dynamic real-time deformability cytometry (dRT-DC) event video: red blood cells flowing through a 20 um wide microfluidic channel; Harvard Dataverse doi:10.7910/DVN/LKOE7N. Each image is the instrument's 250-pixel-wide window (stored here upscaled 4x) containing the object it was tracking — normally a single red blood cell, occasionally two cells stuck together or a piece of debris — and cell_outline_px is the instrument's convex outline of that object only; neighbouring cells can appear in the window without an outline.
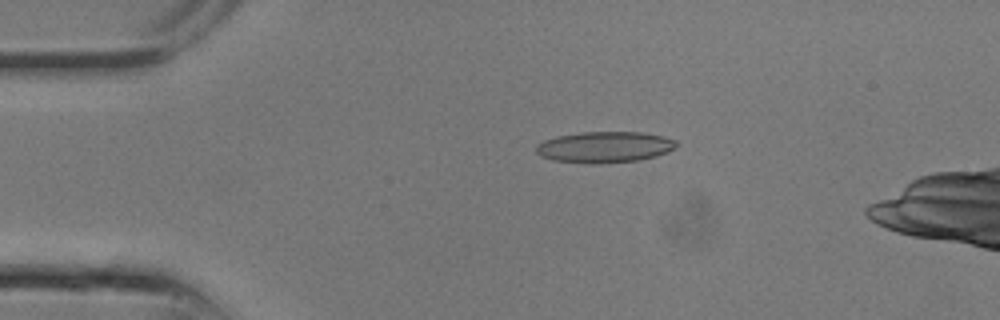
{"species": "common noctule bat (a hibernating species)", "species_latin": "Nyctalus noctula", "temperature_condition": "room temperature", "stored_images_in_passage": 23, "camera_frame_rate_fps": 3000, "um_per_image_px": 0.085, "animal": {"sex": "male", "body_mass_g": 13.3}, "frame": {"image": 1, "passage_image": 4, "time_ms": 1.0, "image_size_px": [1000, 320], "cell_outline_px": [[676, 144], [668, 152], [656, 156], [640, 160], [600, 164], [592, 164], [552, 160], [540, 156], [536, 152], [536, 144], [544, 140], [556, 136], [580, 132], [644, 132], [664, 136], [676, 140]], "centroid_in_image_um": [51.37, 12.5], "position_along_channel_um": 33.6, "area_um2": 25.66}}
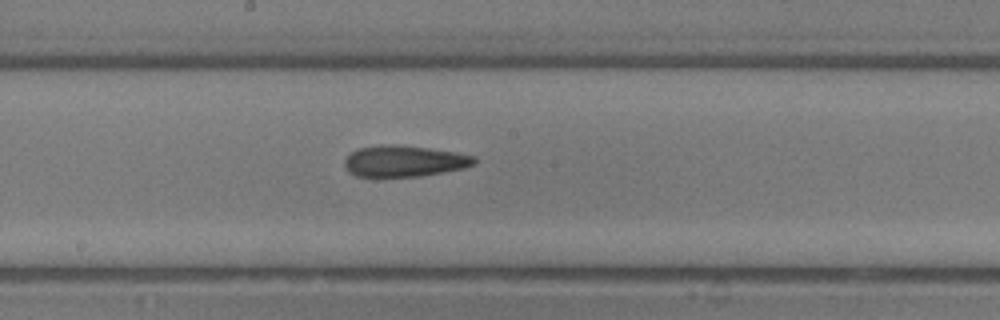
{"frame": {"image": 2, "passage_image": 12, "time_ms": 3.667, "image_size_px": [1000, 320], "cell_outline_px": [[476, 164], [464, 168], [444, 172], [420, 176], [356, 176], [348, 172], [344, 164], [344, 160], [352, 152], [360, 148], [380, 144], [396, 144], [428, 148], [456, 152], [476, 156]], "centroid_in_image_um": [34.38, 13.68], "position_along_channel_um": 213.8, "area_um2": 23.64}}
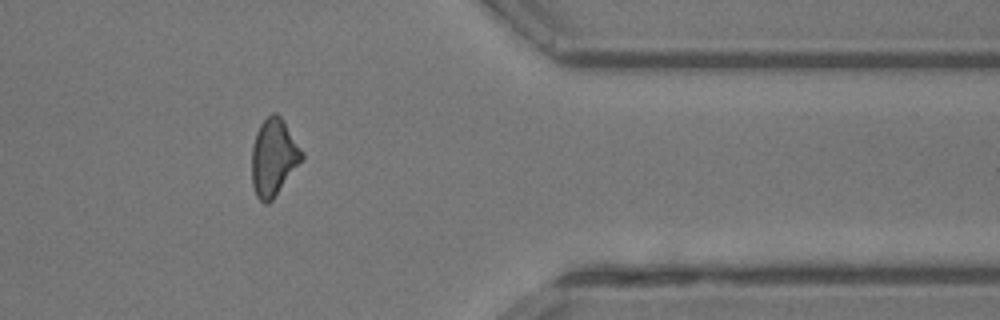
{"frame": {"image": 3, "passage_image": 19, "time_ms": 6.0, "image_size_px": [1000, 320], "cell_outline_px": [[304, 156], [272, 200], [268, 204], [264, 204], [256, 196], [252, 184], [252, 148], [256, 132], [260, 124], [272, 112], [276, 112], [280, 116], [304, 152]], "centroid_in_image_um": [23.24, 13.37], "position_along_channel_um": 388.2, "area_um2": 22.2}}